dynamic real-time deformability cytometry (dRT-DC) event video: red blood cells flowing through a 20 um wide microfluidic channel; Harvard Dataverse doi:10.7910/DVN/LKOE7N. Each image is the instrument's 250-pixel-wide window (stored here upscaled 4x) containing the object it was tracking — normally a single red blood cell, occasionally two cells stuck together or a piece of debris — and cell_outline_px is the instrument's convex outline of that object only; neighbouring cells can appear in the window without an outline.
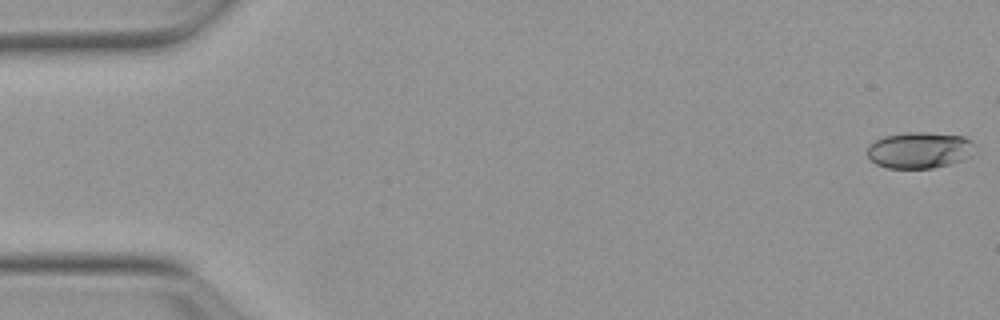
{"species": "Egyptian fruit bat (a non-hibernating species)", "species_latin": "Rousettus aegyptiacus", "temperature_condition": "warm", "stored_images_in_passage": 47, "camera_frame_rate_fps": 3000, "um_per_image_px": 0.085, "animal": {"sex": "female"}, "frame": {"image": 1, "passage_image": 1, "time_ms": 0.0, "image_size_px": [1000, 320], "cell_outline_px": [[976, 144], [972, 156], [964, 160], [932, 168], [888, 168], [876, 164], [868, 156], [868, 144], [884, 136], [908, 132], [928, 132], [964, 136], [972, 140]], "centroid_in_image_um": [78.2, 12.75], "position_along_channel_um": 6.8, "area_um2": 23.0}}
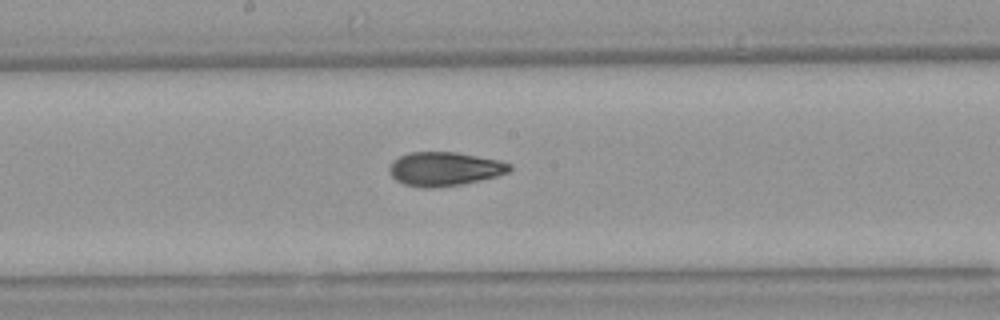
{"frame": {"image": 2, "passage_image": 28, "time_ms": 9.0, "image_size_px": [1000, 320], "cell_outline_px": [[512, 168], [508, 172], [496, 176], [464, 184], [432, 188], [424, 188], [404, 184], [396, 180], [388, 172], [388, 168], [392, 160], [408, 152], [456, 152], [496, 160], [512, 164]], "centroid_in_image_um": [37.74, 14.36], "position_along_channel_um": 210.5, "area_um2": 23.76}}
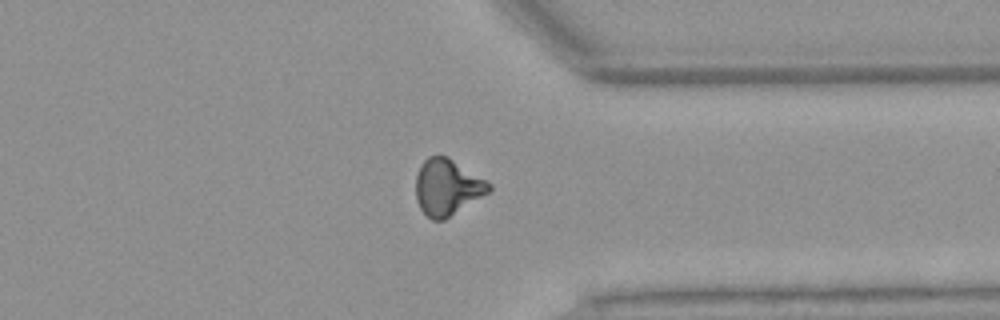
{"frame": {"image": 3, "passage_image": 41, "time_ms": 13.333, "image_size_px": [1000, 320], "cell_outline_px": [[492, 188], [488, 192], [444, 220], [432, 220], [420, 208], [416, 200], [416, 176], [420, 164], [428, 156], [448, 156], [488, 180], [492, 184]], "centroid_in_image_um": [38.02, 15.88], "position_along_channel_um": 373.4, "area_um2": 23.99}, "authors_computed_cell_mechanics": {"area_um2": 23.3512, "velocity_mm_per_s": 3.8554, "shape_relaxation_time_tau1_ms": 6.5068, "shape_relaxation_time_tau2_ms": 2.2275, "deformation_change_tau1": 0.185, "deformation_change_tau2": 0.0828}}